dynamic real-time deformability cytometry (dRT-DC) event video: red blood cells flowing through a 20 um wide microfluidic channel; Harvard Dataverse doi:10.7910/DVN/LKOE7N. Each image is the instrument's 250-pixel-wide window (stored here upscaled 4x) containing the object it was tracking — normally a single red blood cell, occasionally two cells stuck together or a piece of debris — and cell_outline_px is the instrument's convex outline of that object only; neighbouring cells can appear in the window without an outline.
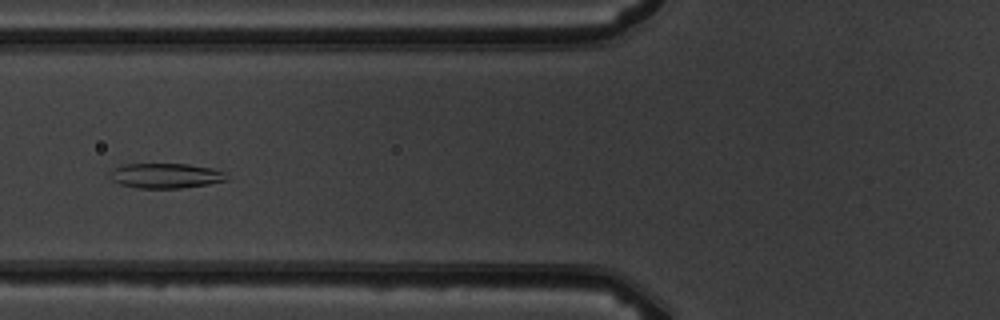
{"species": "common noctule bat (a hibernating species)", "species_latin": "Nyctalus noctula", "temperature_condition": "warm", "stored_images_in_passage": 6, "camera_frame_rate_fps": 3000, "um_per_image_px": 0.085, "animal": {"sex": "male", "body_mass_g": 19.5, "forearm_length_mm": 54.6}, "frame": {"image": 1, "passage_image": 5, "time_ms": 4.667, "image_size_px": [1000, 320], "cell_outline_px": [[228, 180], [208, 184], [180, 188], [136, 188], [120, 184], [112, 180], [108, 176], [108, 172], [112, 168], [124, 164], [188, 164], [212, 168], [228, 172]], "centroid_in_image_um": [14.07, 14.93], "position_along_channel_um": 111.7, "area_um2": 17.28}}